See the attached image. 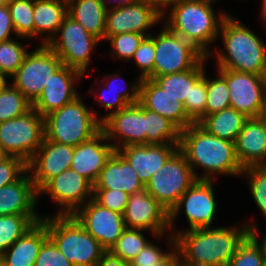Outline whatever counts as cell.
<instances>
[{"instance_id": "6da1fadb", "label": "cell", "mask_w": 266, "mask_h": 266, "mask_svg": "<svg viewBox=\"0 0 266 266\" xmlns=\"http://www.w3.org/2000/svg\"><path fill=\"white\" fill-rule=\"evenodd\" d=\"M237 227V228H236ZM207 227L174 231L175 247L182 266H228L239 244L249 234L238 227Z\"/></svg>"}, {"instance_id": "7a4b0ae2", "label": "cell", "mask_w": 266, "mask_h": 266, "mask_svg": "<svg viewBox=\"0 0 266 266\" xmlns=\"http://www.w3.org/2000/svg\"><path fill=\"white\" fill-rule=\"evenodd\" d=\"M179 149L197 180H214L219 174L238 177L243 172L236 157L235 143L209 134L198 123L180 130ZM195 166L202 168L204 175L199 176Z\"/></svg>"}, {"instance_id": "3957f363", "label": "cell", "mask_w": 266, "mask_h": 266, "mask_svg": "<svg viewBox=\"0 0 266 266\" xmlns=\"http://www.w3.org/2000/svg\"><path fill=\"white\" fill-rule=\"evenodd\" d=\"M218 37H221L224 49L215 54L211 52L207 57L215 56L218 69L266 76V44L260 36L227 14Z\"/></svg>"}, {"instance_id": "277c9868", "label": "cell", "mask_w": 266, "mask_h": 266, "mask_svg": "<svg viewBox=\"0 0 266 266\" xmlns=\"http://www.w3.org/2000/svg\"><path fill=\"white\" fill-rule=\"evenodd\" d=\"M215 2L213 0H183L174 3L169 6V10L162 13V20L167 19L164 25L170 31L183 37L208 57L212 52L209 47L218 39L220 25L227 16L221 11L216 16L212 8ZM167 11L168 14H166Z\"/></svg>"}, {"instance_id": "5b68a950", "label": "cell", "mask_w": 266, "mask_h": 266, "mask_svg": "<svg viewBox=\"0 0 266 266\" xmlns=\"http://www.w3.org/2000/svg\"><path fill=\"white\" fill-rule=\"evenodd\" d=\"M48 237L73 266H96L106 251L73 215L42 216Z\"/></svg>"}, {"instance_id": "8992f818", "label": "cell", "mask_w": 266, "mask_h": 266, "mask_svg": "<svg viewBox=\"0 0 266 266\" xmlns=\"http://www.w3.org/2000/svg\"><path fill=\"white\" fill-rule=\"evenodd\" d=\"M98 114L78 96L74 101L44 117L45 138L75 147L102 130Z\"/></svg>"}, {"instance_id": "52a82bcc", "label": "cell", "mask_w": 266, "mask_h": 266, "mask_svg": "<svg viewBox=\"0 0 266 266\" xmlns=\"http://www.w3.org/2000/svg\"><path fill=\"white\" fill-rule=\"evenodd\" d=\"M197 180L184 153L178 148L165 164L151 176L145 190L168 212Z\"/></svg>"}, {"instance_id": "ba28073f", "label": "cell", "mask_w": 266, "mask_h": 266, "mask_svg": "<svg viewBox=\"0 0 266 266\" xmlns=\"http://www.w3.org/2000/svg\"><path fill=\"white\" fill-rule=\"evenodd\" d=\"M45 137L44 117L33 108L25 115L0 122V147L7 156L28 163Z\"/></svg>"}, {"instance_id": "9c48e42d", "label": "cell", "mask_w": 266, "mask_h": 266, "mask_svg": "<svg viewBox=\"0 0 266 266\" xmlns=\"http://www.w3.org/2000/svg\"><path fill=\"white\" fill-rule=\"evenodd\" d=\"M99 42L98 38L67 15L46 45L61 59L63 65L87 76L92 52Z\"/></svg>"}, {"instance_id": "30bf717a", "label": "cell", "mask_w": 266, "mask_h": 266, "mask_svg": "<svg viewBox=\"0 0 266 266\" xmlns=\"http://www.w3.org/2000/svg\"><path fill=\"white\" fill-rule=\"evenodd\" d=\"M163 26L155 35L154 70L149 79L188 71L205 57L193 44Z\"/></svg>"}, {"instance_id": "8fae6325", "label": "cell", "mask_w": 266, "mask_h": 266, "mask_svg": "<svg viewBox=\"0 0 266 266\" xmlns=\"http://www.w3.org/2000/svg\"><path fill=\"white\" fill-rule=\"evenodd\" d=\"M62 65L61 59L47 45L41 44L26 54L11 77V84L33 104Z\"/></svg>"}, {"instance_id": "7c38bea8", "label": "cell", "mask_w": 266, "mask_h": 266, "mask_svg": "<svg viewBox=\"0 0 266 266\" xmlns=\"http://www.w3.org/2000/svg\"><path fill=\"white\" fill-rule=\"evenodd\" d=\"M213 183V180H196L183 193L178 203L169 212V232L174 235L175 218L177 219L180 215L182 208L189 223L186 230L212 227L217 213Z\"/></svg>"}, {"instance_id": "4fadbf2b", "label": "cell", "mask_w": 266, "mask_h": 266, "mask_svg": "<svg viewBox=\"0 0 266 266\" xmlns=\"http://www.w3.org/2000/svg\"><path fill=\"white\" fill-rule=\"evenodd\" d=\"M217 71L226 79L230 107L243 113L247 118L266 114V76L230 69Z\"/></svg>"}, {"instance_id": "5bb4252c", "label": "cell", "mask_w": 266, "mask_h": 266, "mask_svg": "<svg viewBox=\"0 0 266 266\" xmlns=\"http://www.w3.org/2000/svg\"><path fill=\"white\" fill-rule=\"evenodd\" d=\"M43 193L49 195L59 206L57 215H73L93 198V184L70 168L50 179L38 191V196Z\"/></svg>"}, {"instance_id": "9a60e30c", "label": "cell", "mask_w": 266, "mask_h": 266, "mask_svg": "<svg viewBox=\"0 0 266 266\" xmlns=\"http://www.w3.org/2000/svg\"><path fill=\"white\" fill-rule=\"evenodd\" d=\"M160 21H163L162 13L149 0L110 8L106 12L104 40L120 33H139L149 36L151 33L148 31Z\"/></svg>"}, {"instance_id": "2e32d148", "label": "cell", "mask_w": 266, "mask_h": 266, "mask_svg": "<svg viewBox=\"0 0 266 266\" xmlns=\"http://www.w3.org/2000/svg\"><path fill=\"white\" fill-rule=\"evenodd\" d=\"M73 216L106 250L109 251L126 229L123 214L104 208L90 199Z\"/></svg>"}, {"instance_id": "e0dca14e", "label": "cell", "mask_w": 266, "mask_h": 266, "mask_svg": "<svg viewBox=\"0 0 266 266\" xmlns=\"http://www.w3.org/2000/svg\"><path fill=\"white\" fill-rule=\"evenodd\" d=\"M102 131L115 150L128 145L146 144L145 107L138 102L109 115ZM117 141V142H115Z\"/></svg>"}, {"instance_id": "ac0fdd59", "label": "cell", "mask_w": 266, "mask_h": 266, "mask_svg": "<svg viewBox=\"0 0 266 266\" xmlns=\"http://www.w3.org/2000/svg\"><path fill=\"white\" fill-rule=\"evenodd\" d=\"M123 219L126 228L150 231L156 239L169 233V212L145 189L129 196Z\"/></svg>"}, {"instance_id": "d6986e66", "label": "cell", "mask_w": 266, "mask_h": 266, "mask_svg": "<svg viewBox=\"0 0 266 266\" xmlns=\"http://www.w3.org/2000/svg\"><path fill=\"white\" fill-rule=\"evenodd\" d=\"M74 146L56 143L44 137L41 146L27 163L34 187L38 192L50 179L69 170Z\"/></svg>"}, {"instance_id": "ffe728a7", "label": "cell", "mask_w": 266, "mask_h": 266, "mask_svg": "<svg viewBox=\"0 0 266 266\" xmlns=\"http://www.w3.org/2000/svg\"><path fill=\"white\" fill-rule=\"evenodd\" d=\"M83 76L78 70L62 65L45 85L32 108L45 117L74 101L80 96L76 90V82H80Z\"/></svg>"}, {"instance_id": "44dd1931", "label": "cell", "mask_w": 266, "mask_h": 266, "mask_svg": "<svg viewBox=\"0 0 266 266\" xmlns=\"http://www.w3.org/2000/svg\"><path fill=\"white\" fill-rule=\"evenodd\" d=\"M115 151L114 146L101 130L90 140L74 147L70 168L94 184L107 160Z\"/></svg>"}, {"instance_id": "7402d4cb", "label": "cell", "mask_w": 266, "mask_h": 266, "mask_svg": "<svg viewBox=\"0 0 266 266\" xmlns=\"http://www.w3.org/2000/svg\"><path fill=\"white\" fill-rule=\"evenodd\" d=\"M179 144L128 145L117 151L129 162L145 185L179 148Z\"/></svg>"}, {"instance_id": "603a6c76", "label": "cell", "mask_w": 266, "mask_h": 266, "mask_svg": "<svg viewBox=\"0 0 266 266\" xmlns=\"http://www.w3.org/2000/svg\"><path fill=\"white\" fill-rule=\"evenodd\" d=\"M139 102L147 109L168 118L180 130L195 122L187 115L184 104L176 97L166 93L152 79H142Z\"/></svg>"}, {"instance_id": "cb8c5ba5", "label": "cell", "mask_w": 266, "mask_h": 266, "mask_svg": "<svg viewBox=\"0 0 266 266\" xmlns=\"http://www.w3.org/2000/svg\"><path fill=\"white\" fill-rule=\"evenodd\" d=\"M235 153L242 168L260 166L266 158V114L247 118L235 141Z\"/></svg>"}, {"instance_id": "d4e9b609", "label": "cell", "mask_w": 266, "mask_h": 266, "mask_svg": "<svg viewBox=\"0 0 266 266\" xmlns=\"http://www.w3.org/2000/svg\"><path fill=\"white\" fill-rule=\"evenodd\" d=\"M93 189L121 190L131 195L145 189L137 172L116 150L101 170Z\"/></svg>"}, {"instance_id": "484cf974", "label": "cell", "mask_w": 266, "mask_h": 266, "mask_svg": "<svg viewBox=\"0 0 266 266\" xmlns=\"http://www.w3.org/2000/svg\"><path fill=\"white\" fill-rule=\"evenodd\" d=\"M38 192L28 170L13 183L0 188V216L37 213Z\"/></svg>"}, {"instance_id": "4316f807", "label": "cell", "mask_w": 266, "mask_h": 266, "mask_svg": "<svg viewBox=\"0 0 266 266\" xmlns=\"http://www.w3.org/2000/svg\"><path fill=\"white\" fill-rule=\"evenodd\" d=\"M47 226L36 223L0 257L6 266H34L42 244L48 239Z\"/></svg>"}, {"instance_id": "83f0119b", "label": "cell", "mask_w": 266, "mask_h": 266, "mask_svg": "<svg viewBox=\"0 0 266 266\" xmlns=\"http://www.w3.org/2000/svg\"><path fill=\"white\" fill-rule=\"evenodd\" d=\"M67 15V0H33L34 37H40L41 44L46 45Z\"/></svg>"}, {"instance_id": "f1b7e54d", "label": "cell", "mask_w": 266, "mask_h": 266, "mask_svg": "<svg viewBox=\"0 0 266 266\" xmlns=\"http://www.w3.org/2000/svg\"><path fill=\"white\" fill-rule=\"evenodd\" d=\"M68 15L91 35L104 40L107 9L101 0H67Z\"/></svg>"}, {"instance_id": "f546056e", "label": "cell", "mask_w": 266, "mask_h": 266, "mask_svg": "<svg viewBox=\"0 0 266 266\" xmlns=\"http://www.w3.org/2000/svg\"><path fill=\"white\" fill-rule=\"evenodd\" d=\"M246 119L243 113L228 107L207 115L199 125L209 134L235 143Z\"/></svg>"}, {"instance_id": "4dcf8cb0", "label": "cell", "mask_w": 266, "mask_h": 266, "mask_svg": "<svg viewBox=\"0 0 266 266\" xmlns=\"http://www.w3.org/2000/svg\"><path fill=\"white\" fill-rule=\"evenodd\" d=\"M205 56L196 66L188 71L167 74L160 77H154L152 80L160 86L166 93L176 97L182 103L189 98L192 85L204 74Z\"/></svg>"}, {"instance_id": "1f68e13d", "label": "cell", "mask_w": 266, "mask_h": 266, "mask_svg": "<svg viewBox=\"0 0 266 266\" xmlns=\"http://www.w3.org/2000/svg\"><path fill=\"white\" fill-rule=\"evenodd\" d=\"M41 219V214L0 216V256Z\"/></svg>"}, {"instance_id": "d6a6232c", "label": "cell", "mask_w": 266, "mask_h": 266, "mask_svg": "<svg viewBox=\"0 0 266 266\" xmlns=\"http://www.w3.org/2000/svg\"><path fill=\"white\" fill-rule=\"evenodd\" d=\"M146 144L180 143V129L168 118L145 108Z\"/></svg>"}, {"instance_id": "836d02e7", "label": "cell", "mask_w": 266, "mask_h": 266, "mask_svg": "<svg viewBox=\"0 0 266 266\" xmlns=\"http://www.w3.org/2000/svg\"><path fill=\"white\" fill-rule=\"evenodd\" d=\"M32 103L12 84L0 92V122L25 115Z\"/></svg>"}, {"instance_id": "e575fe53", "label": "cell", "mask_w": 266, "mask_h": 266, "mask_svg": "<svg viewBox=\"0 0 266 266\" xmlns=\"http://www.w3.org/2000/svg\"><path fill=\"white\" fill-rule=\"evenodd\" d=\"M16 35L22 40L34 38L33 0H10L7 4Z\"/></svg>"}, {"instance_id": "d590c367", "label": "cell", "mask_w": 266, "mask_h": 266, "mask_svg": "<svg viewBox=\"0 0 266 266\" xmlns=\"http://www.w3.org/2000/svg\"><path fill=\"white\" fill-rule=\"evenodd\" d=\"M147 230L126 228L113 247L109 250L125 262L132 261L149 243L142 232Z\"/></svg>"}, {"instance_id": "8d00e7d4", "label": "cell", "mask_w": 266, "mask_h": 266, "mask_svg": "<svg viewBox=\"0 0 266 266\" xmlns=\"http://www.w3.org/2000/svg\"><path fill=\"white\" fill-rule=\"evenodd\" d=\"M28 53L26 46L13 39L0 42V74L11 78L22 65Z\"/></svg>"}, {"instance_id": "74e56055", "label": "cell", "mask_w": 266, "mask_h": 266, "mask_svg": "<svg viewBox=\"0 0 266 266\" xmlns=\"http://www.w3.org/2000/svg\"><path fill=\"white\" fill-rule=\"evenodd\" d=\"M207 73L192 85L189 98L185 99L184 107L187 115L195 122L200 123L206 117L207 102Z\"/></svg>"}, {"instance_id": "f35d334b", "label": "cell", "mask_w": 266, "mask_h": 266, "mask_svg": "<svg viewBox=\"0 0 266 266\" xmlns=\"http://www.w3.org/2000/svg\"><path fill=\"white\" fill-rule=\"evenodd\" d=\"M215 79L207 77L206 116L230 107L226 79L218 72Z\"/></svg>"}, {"instance_id": "ab89813d", "label": "cell", "mask_w": 266, "mask_h": 266, "mask_svg": "<svg viewBox=\"0 0 266 266\" xmlns=\"http://www.w3.org/2000/svg\"><path fill=\"white\" fill-rule=\"evenodd\" d=\"M265 258L258 242L248 234L239 244L228 266H264Z\"/></svg>"}, {"instance_id": "60d3db41", "label": "cell", "mask_w": 266, "mask_h": 266, "mask_svg": "<svg viewBox=\"0 0 266 266\" xmlns=\"http://www.w3.org/2000/svg\"><path fill=\"white\" fill-rule=\"evenodd\" d=\"M242 175L247 177L252 198L266 218V168L261 166L245 167Z\"/></svg>"}, {"instance_id": "b9f144b4", "label": "cell", "mask_w": 266, "mask_h": 266, "mask_svg": "<svg viewBox=\"0 0 266 266\" xmlns=\"http://www.w3.org/2000/svg\"><path fill=\"white\" fill-rule=\"evenodd\" d=\"M144 37V34L139 33H120L107 37L104 41L110 42L112 58L130 62Z\"/></svg>"}, {"instance_id": "7bdbcfd3", "label": "cell", "mask_w": 266, "mask_h": 266, "mask_svg": "<svg viewBox=\"0 0 266 266\" xmlns=\"http://www.w3.org/2000/svg\"><path fill=\"white\" fill-rule=\"evenodd\" d=\"M155 58V36H145L139 44V47L134 52L131 60L135 61L136 66L140 69L141 73L139 78H148L154 70Z\"/></svg>"}, {"instance_id": "ee69618b", "label": "cell", "mask_w": 266, "mask_h": 266, "mask_svg": "<svg viewBox=\"0 0 266 266\" xmlns=\"http://www.w3.org/2000/svg\"><path fill=\"white\" fill-rule=\"evenodd\" d=\"M119 74L118 73H113V74H108L107 76L105 75L104 78H102L103 80H101L103 83L104 88L101 90V87L99 89L96 88V90L93 92V90H89V94L91 92V94H94L96 92H112V93H119V95H121L123 97V99L129 104H137L139 102V93H140V83H141V79L139 77H137L136 82H134L131 87L130 90L128 91V89L125 87L127 85L124 86V91H123V87L121 89L119 87H117L118 81L120 80L118 77ZM111 80H110V79ZM109 80V81H108ZM112 81V82H111ZM105 84V85H104ZM120 86V85H118ZM98 89V90H97ZM100 90V91H99Z\"/></svg>"}, {"instance_id": "f6af8a7d", "label": "cell", "mask_w": 266, "mask_h": 266, "mask_svg": "<svg viewBox=\"0 0 266 266\" xmlns=\"http://www.w3.org/2000/svg\"><path fill=\"white\" fill-rule=\"evenodd\" d=\"M129 194L121 190L93 189V200L100 206L124 214Z\"/></svg>"}, {"instance_id": "bcb514c9", "label": "cell", "mask_w": 266, "mask_h": 266, "mask_svg": "<svg viewBox=\"0 0 266 266\" xmlns=\"http://www.w3.org/2000/svg\"><path fill=\"white\" fill-rule=\"evenodd\" d=\"M27 171V163L17 156H6L0 161V188L17 181Z\"/></svg>"}, {"instance_id": "7dc6e473", "label": "cell", "mask_w": 266, "mask_h": 266, "mask_svg": "<svg viewBox=\"0 0 266 266\" xmlns=\"http://www.w3.org/2000/svg\"><path fill=\"white\" fill-rule=\"evenodd\" d=\"M34 266H73L59 251L54 242L48 238L41 246Z\"/></svg>"}, {"instance_id": "c3c4849f", "label": "cell", "mask_w": 266, "mask_h": 266, "mask_svg": "<svg viewBox=\"0 0 266 266\" xmlns=\"http://www.w3.org/2000/svg\"><path fill=\"white\" fill-rule=\"evenodd\" d=\"M169 253L170 251L163 252L161 247L149 242L142 251L129 262V266H154L162 261Z\"/></svg>"}, {"instance_id": "681fc988", "label": "cell", "mask_w": 266, "mask_h": 266, "mask_svg": "<svg viewBox=\"0 0 266 266\" xmlns=\"http://www.w3.org/2000/svg\"><path fill=\"white\" fill-rule=\"evenodd\" d=\"M95 93L97 96V102L99 103V107H105L107 110H111L106 115L100 117V122L102 123L109 115L120 111L121 109H124L126 106H129V104L123 99L119 93H112V92H97ZM108 94H112L111 96ZM114 94V95H113ZM111 98H110V97Z\"/></svg>"}, {"instance_id": "f907efd6", "label": "cell", "mask_w": 266, "mask_h": 266, "mask_svg": "<svg viewBox=\"0 0 266 266\" xmlns=\"http://www.w3.org/2000/svg\"><path fill=\"white\" fill-rule=\"evenodd\" d=\"M11 33L17 36L9 7L8 5L0 6V42L12 39Z\"/></svg>"}, {"instance_id": "816d5d0a", "label": "cell", "mask_w": 266, "mask_h": 266, "mask_svg": "<svg viewBox=\"0 0 266 266\" xmlns=\"http://www.w3.org/2000/svg\"><path fill=\"white\" fill-rule=\"evenodd\" d=\"M166 237L168 238L166 240L170 246V253L154 266H179L180 260L178 250L175 247V236L172 233H169Z\"/></svg>"}, {"instance_id": "f5cc1de1", "label": "cell", "mask_w": 266, "mask_h": 266, "mask_svg": "<svg viewBox=\"0 0 266 266\" xmlns=\"http://www.w3.org/2000/svg\"><path fill=\"white\" fill-rule=\"evenodd\" d=\"M96 266H129V263L125 262L110 251H105Z\"/></svg>"}, {"instance_id": "db71d44e", "label": "cell", "mask_w": 266, "mask_h": 266, "mask_svg": "<svg viewBox=\"0 0 266 266\" xmlns=\"http://www.w3.org/2000/svg\"><path fill=\"white\" fill-rule=\"evenodd\" d=\"M247 225V227L249 228V234L258 242V244L261 247L262 253L264 255L265 261H266V234L263 236V238L261 237V242L259 241L260 239L258 237H260L259 234V229L257 226V223L255 222H249V223H245ZM260 242V243H259Z\"/></svg>"}, {"instance_id": "11a10c76", "label": "cell", "mask_w": 266, "mask_h": 266, "mask_svg": "<svg viewBox=\"0 0 266 266\" xmlns=\"http://www.w3.org/2000/svg\"><path fill=\"white\" fill-rule=\"evenodd\" d=\"M161 13H163L170 5L183 0H149Z\"/></svg>"}, {"instance_id": "9f6ffc18", "label": "cell", "mask_w": 266, "mask_h": 266, "mask_svg": "<svg viewBox=\"0 0 266 266\" xmlns=\"http://www.w3.org/2000/svg\"><path fill=\"white\" fill-rule=\"evenodd\" d=\"M103 5L106 7L107 10H109L110 8H118L121 6H126V5H130V4H135L137 2H139L140 0H101ZM114 1L115 4H112V7L110 5V7H108L109 5L107 4L108 2ZM114 5V6H113Z\"/></svg>"}, {"instance_id": "6f0895ef", "label": "cell", "mask_w": 266, "mask_h": 266, "mask_svg": "<svg viewBox=\"0 0 266 266\" xmlns=\"http://www.w3.org/2000/svg\"><path fill=\"white\" fill-rule=\"evenodd\" d=\"M6 79L5 75L0 74V92L9 84Z\"/></svg>"}, {"instance_id": "680465c9", "label": "cell", "mask_w": 266, "mask_h": 266, "mask_svg": "<svg viewBox=\"0 0 266 266\" xmlns=\"http://www.w3.org/2000/svg\"><path fill=\"white\" fill-rule=\"evenodd\" d=\"M261 11L260 12H266V0H262V4H261Z\"/></svg>"}, {"instance_id": "91938a15", "label": "cell", "mask_w": 266, "mask_h": 266, "mask_svg": "<svg viewBox=\"0 0 266 266\" xmlns=\"http://www.w3.org/2000/svg\"><path fill=\"white\" fill-rule=\"evenodd\" d=\"M261 13V19H263V25L265 23V26H266V12H260Z\"/></svg>"}, {"instance_id": "94428289", "label": "cell", "mask_w": 266, "mask_h": 266, "mask_svg": "<svg viewBox=\"0 0 266 266\" xmlns=\"http://www.w3.org/2000/svg\"><path fill=\"white\" fill-rule=\"evenodd\" d=\"M7 155L2 151L1 147H0V161L5 158Z\"/></svg>"}, {"instance_id": "6125c7cd", "label": "cell", "mask_w": 266, "mask_h": 266, "mask_svg": "<svg viewBox=\"0 0 266 266\" xmlns=\"http://www.w3.org/2000/svg\"><path fill=\"white\" fill-rule=\"evenodd\" d=\"M10 0H0V6L7 5Z\"/></svg>"}, {"instance_id": "be15d7a7", "label": "cell", "mask_w": 266, "mask_h": 266, "mask_svg": "<svg viewBox=\"0 0 266 266\" xmlns=\"http://www.w3.org/2000/svg\"><path fill=\"white\" fill-rule=\"evenodd\" d=\"M0 266H6L3 262V259L0 257Z\"/></svg>"}, {"instance_id": "e7e4bbea", "label": "cell", "mask_w": 266, "mask_h": 266, "mask_svg": "<svg viewBox=\"0 0 266 266\" xmlns=\"http://www.w3.org/2000/svg\"><path fill=\"white\" fill-rule=\"evenodd\" d=\"M260 166L266 168V158L265 161Z\"/></svg>"}]
</instances>
